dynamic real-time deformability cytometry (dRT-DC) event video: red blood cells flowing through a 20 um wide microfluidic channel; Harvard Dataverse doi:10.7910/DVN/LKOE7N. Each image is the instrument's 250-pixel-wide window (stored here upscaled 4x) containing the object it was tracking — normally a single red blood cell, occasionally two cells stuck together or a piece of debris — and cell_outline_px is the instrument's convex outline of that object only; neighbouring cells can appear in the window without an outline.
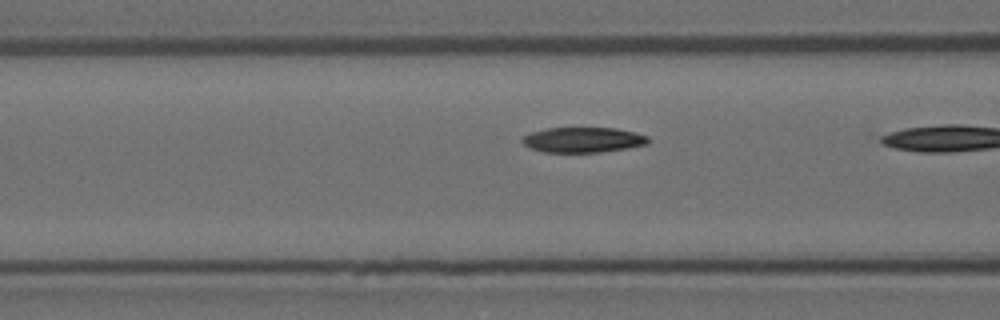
{"species": "Egyptian fruit bat (a non-hibernating species)", "species_latin": "Rousettus aegyptiacus", "temperature_condition": "room temperature", "stored_images_in_passage": 13, "camera_frame_rate_fps": 3000, "um_per_image_px": 0.085, "animal": {"sex": "female"}, "frame": {"image": 1, "passage_image": 11, "time_ms": 3.333, "image_size_px": [1000, 320], "cell_outline_px": [[648, 144], [628, 148], [600, 152], [544, 152], [532, 148], [524, 144], [520, 140], [524, 136], [532, 132], [548, 128], [616, 128], [636, 132], [648, 136]], "centroid_in_image_um": [49.59, 11.88], "position_along_channel_um": 117.0, "area_um2": 18.44}}